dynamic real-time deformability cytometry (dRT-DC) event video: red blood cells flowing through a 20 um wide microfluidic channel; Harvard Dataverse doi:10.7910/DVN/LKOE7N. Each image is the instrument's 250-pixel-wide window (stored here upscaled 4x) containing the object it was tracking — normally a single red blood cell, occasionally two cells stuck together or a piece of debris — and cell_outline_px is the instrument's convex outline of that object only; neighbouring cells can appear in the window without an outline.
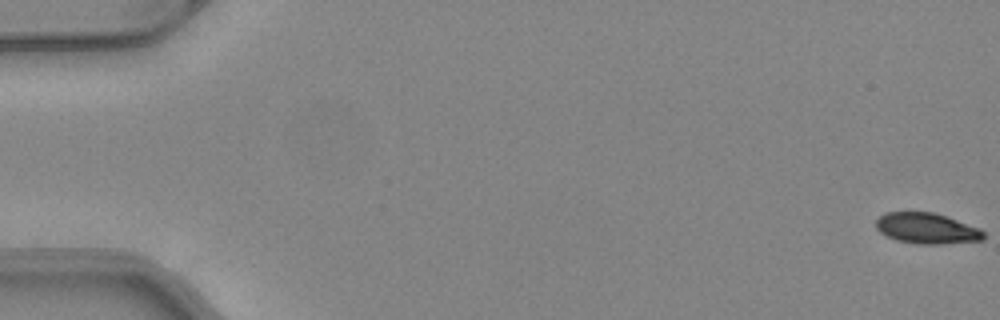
{"species": "common noctule bat (a hibernating species)", "species_latin": "Nyctalus noctula", "temperature_condition": "warm", "stored_images_in_passage": 51, "camera_frame_rate_fps": 3000, "um_per_image_px": 0.085, "animal": {"sex": "female", "body_mass_g": 24.6, "forearm_length_mm": 56.2}, "frame": {"image": 1, "passage_image": 1, "time_ms": 0.0, "image_size_px": [1000, 320], "cell_outline_px": [[984, 240], [944, 244], [916, 244], [896, 240], [880, 232], [876, 228], [876, 220], [884, 212], [932, 212], [980, 228], [984, 232]], "centroid_in_image_um": [78.77, 19.42], "position_along_channel_um": 6.2, "area_um2": 19.25}}
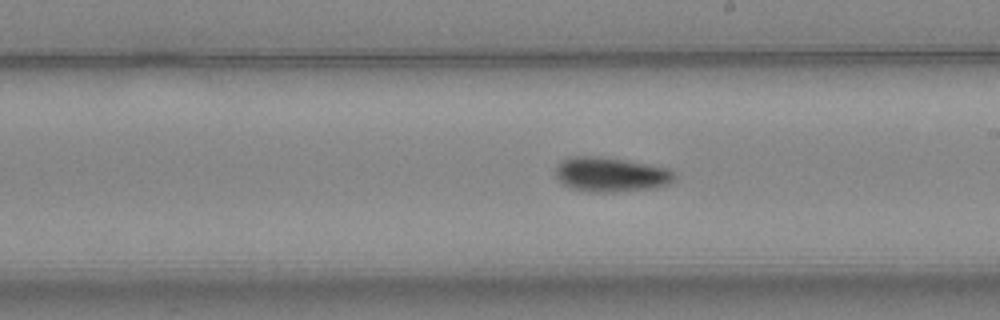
{"frame": {"image": 2, "passage_image": 30, "time_ms": 9.667, "image_size_px": [1000, 320], "cell_outline_px": [[676, 180], [668, 184], [656, 188], [612, 192], [592, 192], [572, 188], [560, 184], [556, 176], [556, 168], [560, 160], [568, 156], [596, 156], [624, 160], [672, 168], [676, 172]], "centroid_in_image_um": [51.95, 14.83], "position_along_channel_um": 237.1, "area_um2": 24.39}}
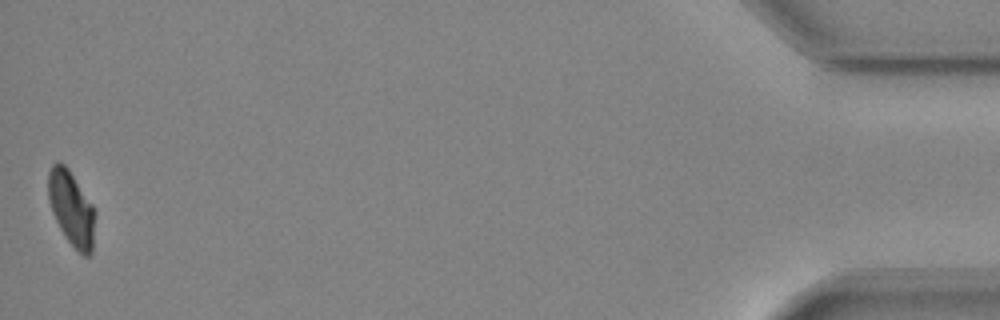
{"frame": {"image": 3, "passage_image": 51, "time_ms": 16.667, "image_size_px": [1000, 320], "cell_outline_px": [[96, 212], [92, 252], [88, 256], [84, 256], [68, 240], [60, 228], [52, 212], [48, 200], [48, 172], [52, 164], [56, 160], [64, 164], [68, 168], [92, 204]], "centroid_in_image_um": [6.07, 17.68], "position_along_channel_um": 429.1, "area_um2": 20.35}, "authors_computed_cell_mechanics": {"area_um2": 22.0796, "velocity_mm_per_s": 4.1107, "shape_relaxation_time_tau1_ms": 3.6343, "shape_relaxation_time_tau2_ms": null, "deformation_change_tau1": 0.1183, "deformation_change_tau2": null}}